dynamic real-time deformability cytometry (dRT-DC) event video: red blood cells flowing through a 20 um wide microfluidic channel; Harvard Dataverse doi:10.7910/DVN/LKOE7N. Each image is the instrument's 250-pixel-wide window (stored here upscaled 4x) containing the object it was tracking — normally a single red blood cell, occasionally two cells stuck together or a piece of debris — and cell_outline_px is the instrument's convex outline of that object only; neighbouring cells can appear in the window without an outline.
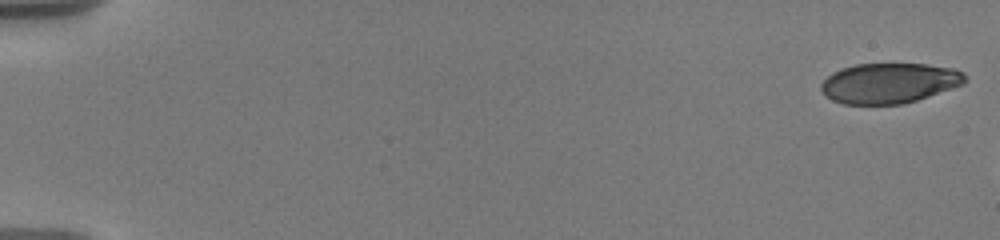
{"species": "human", "species_latin": "Homo sapiens", "temperature_condition": "warm", "stored_images_in_passage": 14, "camera_frame_rate_fps": 3000, "um_per_image_px": 0.085, "donor": {"sex": "male"}, "frame": {"image": 1, "passage_image": 1, "time_ms": 0.0, "image_size_px": [1000, 240], "cell_outline_px": [[968, 80], [964, 84], [916, 100], [900, 104], [844, 104], [832, 100], [824, 96], [820, 88], [820, 84], [832, 72], [840, 68], [856, 64], [924, 64], [956, 68], [964, 72]], "centroid_in_image_um": [75.58, 7.06], "position_along_channel_um": 9.4, "area_um2": 33.93}}